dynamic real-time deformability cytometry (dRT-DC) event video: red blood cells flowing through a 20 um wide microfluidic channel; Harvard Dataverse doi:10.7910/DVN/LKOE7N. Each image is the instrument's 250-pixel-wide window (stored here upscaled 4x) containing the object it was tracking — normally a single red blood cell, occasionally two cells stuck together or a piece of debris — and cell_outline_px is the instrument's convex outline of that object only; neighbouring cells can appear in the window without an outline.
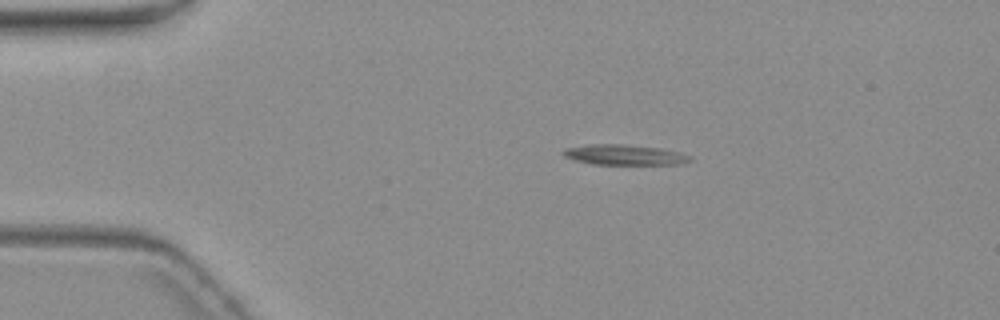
{"species": "common noctule bat (a hibernating species)", "species_latin": "Nyctalus noctula", "temperature_condition": "warm", "stored_images_in_passage": 7, "camera_frame_rate_fps": 3000, "um_per_image_px": 0.085, "animal": {"sex": "female", "body_mass_g": 19.3, "forearm_length_mm": 54.1}, "frame": {"image": 1, "passage_image": 2, "time_ms": 1.667, "image_size_px": [1000, 320], "cell_outline_px": [[692, 160], [680, 164], [592, 164], [572, 160], [564, 156], [560, 152], [564, 148], [588, 144], [624, 144], [660, 148], [680, 152], [692, 156]], "centroid_in_image_um": [53.03, 13.15], "position_along_channel_um": 32.0, "area_um2": 15.2}}
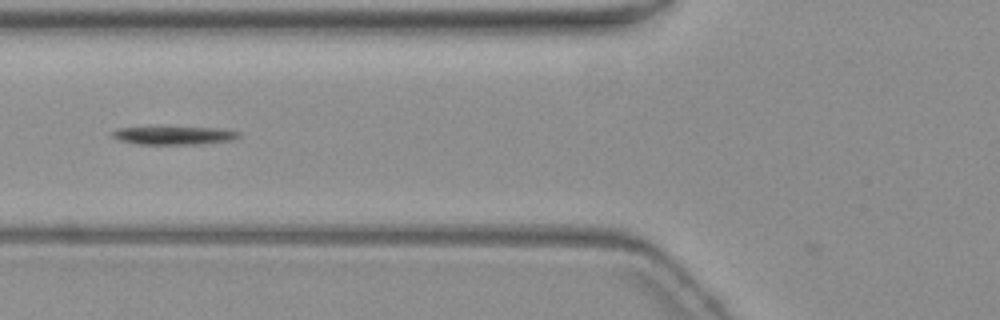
{"frame": {"image": 2, "passage_image": 5, "time_ms": 5.333, "image_size_px": [1000, 320], "cell_outline_px": [[240, 136], [232, 140], [204, 144], [136, 144], [116, 140], [112, 136], [112, 132], [116, 128], [216, 128], [240, 132]], "centroid_in_image_um": [14.77, 11.53], "position_along_channel_um": 111.0, "area_um2": 13.18}}
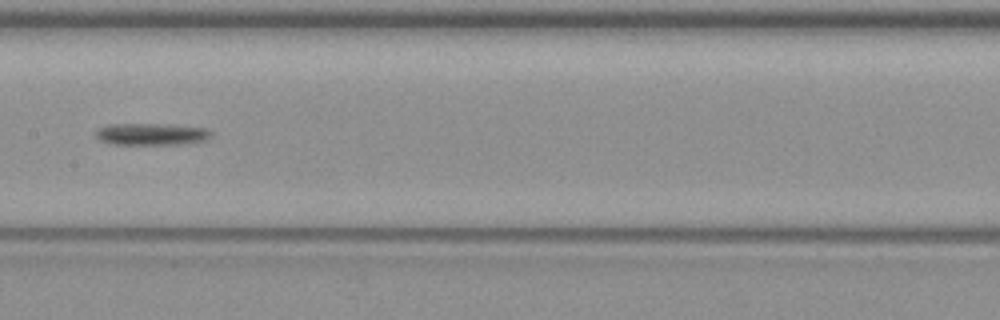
{"frame": {"image": 3, "passage_image": 7, "time_ms": 7.667, "image_size_px": [1000, 320], "cell_outline_px": [[212, 136], [208, 140], [184, 144], [108, 144], [100, 140], [96, 136], [96, 128], [108, 124], [164, 124], [208, 128], [212, 132]], "centroid_in_image_um": [12.89, 11.4], "position_along_channel_um": 194.5, "area_um2": 14.97}}